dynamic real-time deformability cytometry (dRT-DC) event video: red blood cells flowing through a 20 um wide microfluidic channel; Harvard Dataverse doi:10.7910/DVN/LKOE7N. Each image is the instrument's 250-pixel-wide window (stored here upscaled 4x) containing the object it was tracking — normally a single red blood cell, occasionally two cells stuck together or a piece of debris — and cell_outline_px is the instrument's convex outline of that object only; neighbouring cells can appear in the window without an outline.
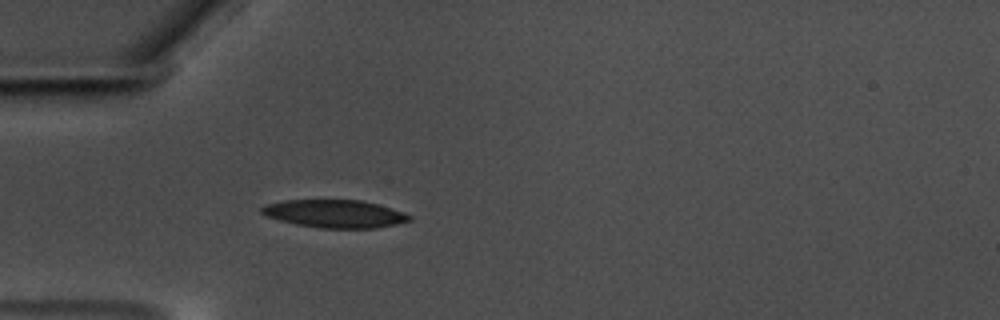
{"species": "common noctule bat (a hibernating species)", "species_latin": "Nyctalus noctula", "temperature_condition": "warm", "stored_images_in_passage": 42, "camera_frame_rate_fps": 3000, "um_per_image_px": 0.085, "animal": {"sex": "male", "body_mass_g": 17.5, "forearm_length_mm": 52.3}, "frame": {"image": 1, "passage_image": 1, "time_ms": 0.0, "image_size_px": [1000, 320], "cell_outline_px": [[412, 220], [396, 224], [376, 228], [320, 228], [296, 224], [280, 220], [268, 216], [260, 212], [260, 208], [268, 204], [284, 200], [360, 200], [376, 204], [404, 212], [412, 216]], "centroid_in_image_um": [28.48, 18.17], "position_along_channel_um": 56.5, "area_um2": 23.81}}
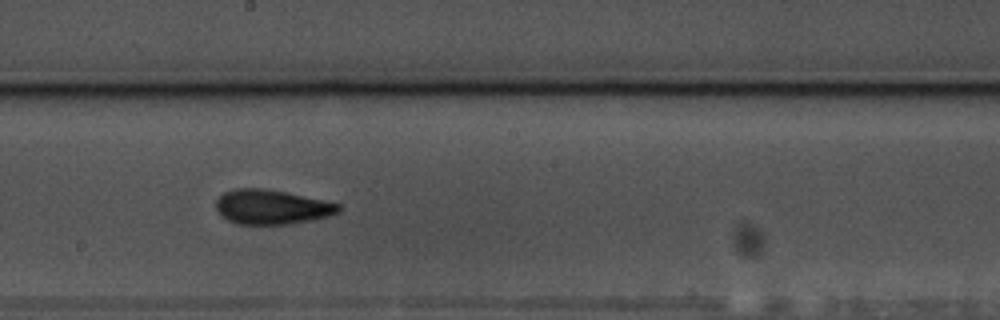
{"frame": {"image": 2, "passage_image": 16, "time_ms": 5.0, "image_size_px": [1000, 320], "cell_outline_px": [[340, 212], [328, 216], [312, 220], [292, 224], [236, 224], [220, 216], [216, 208], [216, 200], [224, 192], [236, 188], [264, 188], [288, 192], [340, 204]], "centroid_in_image_um": [23.08, 17.59], "position_along_channel_um": 225.1, "area_um2": 24.85}}
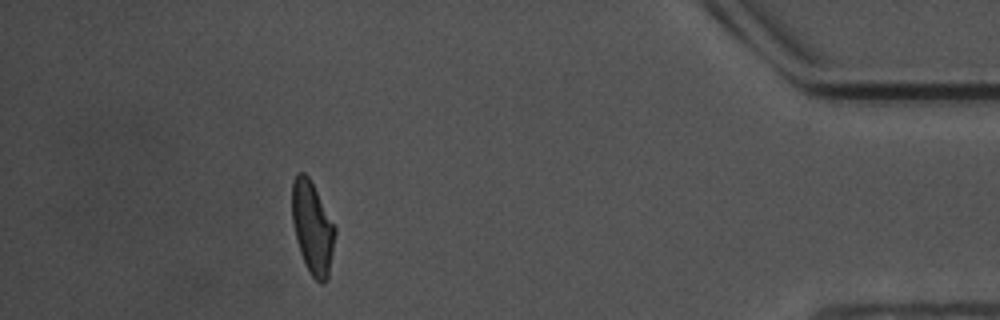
{"frame": {"image": 3, "passage_image": 36, "time_ms": 11.667, "image_size_px": [1000, 320], "cell_outline_px": [[336, 232], [328, 276], [324, 284], [320, 284], [312, 276], [304, 264], [300, 252], [292, 220], [292, 180], [296, 172], [304, 172], [308, 176], [336, 228]], "centroid_in_image_um": [26.54, 19.35], "position_along_channel_um": 408.7, "area_um2": 22.95}, "authors_computed_cell_mechanics": {"area_um2": 23.987, "velocity_mm_per_s": 3.5108, "shape_relaxation_time_tau1_ms": 4.7702, "shape_relaxation_time_tau2_ms": 3.5767, "deformation_change_tau1": 0.1689, "deformation_change_tau2": 0.1047}}